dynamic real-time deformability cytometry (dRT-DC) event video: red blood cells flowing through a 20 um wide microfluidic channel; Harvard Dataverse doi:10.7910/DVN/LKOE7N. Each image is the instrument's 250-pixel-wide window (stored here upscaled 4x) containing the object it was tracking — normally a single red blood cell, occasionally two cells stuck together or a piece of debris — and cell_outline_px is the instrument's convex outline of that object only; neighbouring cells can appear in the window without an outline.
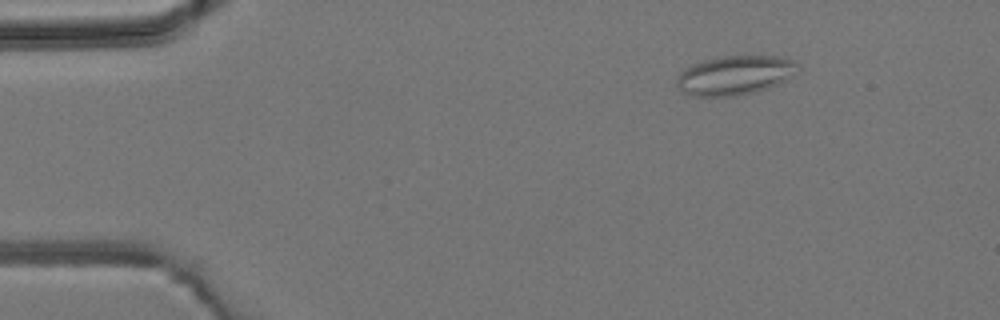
{"species": "common noctule bat (a hibernating species)", "species_latin": "Nyctalus noctula", "temperature_condition": "room temperature", "stored_images_in_passage": 3, "camera_frame_rate_fps": 3000, "um_per_image_px": 0.085, "animal": {"sex": "male", "body_mass_g": 19.2, "forearm_length_mm": 51.8}, "frame": {"image": 1, "passage_image": 1, "time_ms": 0.0, "image_size_px": [1000, 320], "cell_outline_px": [[800, 72], [788, 80], [768, 88], [736, 96], [688, 96], [680, 92], [676, 84], [676, 76], [684, 68], [692, 64], [704, 60], [724, 56], [776, 56], [792, 60], [800, 64]], "centroid_in_image_um": [62.47, 6.4], "position_along_channel_um": 22.5, "area_um2": 28.21}}